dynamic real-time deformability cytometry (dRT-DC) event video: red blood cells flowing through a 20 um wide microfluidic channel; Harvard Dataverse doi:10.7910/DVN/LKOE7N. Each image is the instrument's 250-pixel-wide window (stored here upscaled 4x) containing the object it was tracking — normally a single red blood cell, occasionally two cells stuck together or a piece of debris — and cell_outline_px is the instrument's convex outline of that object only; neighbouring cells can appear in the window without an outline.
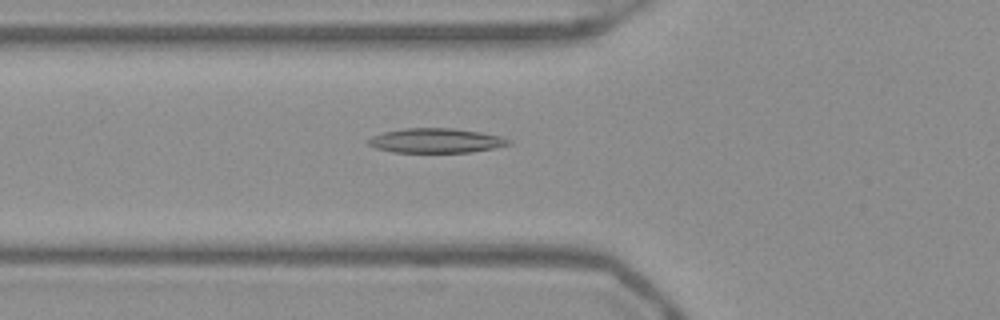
{"species": "Egyptian fruit bat (a non-hibernating species)", "species_latin": "Rousettus aegyptiacus", "temperature_condition": "warm", "stored_images_in_passage": 43, "camera_frame_rate_fps": 3000, "um_per_image_px": 0.085, "frame": {"image": 1, "passage_image": 10, "time_ms": 3.0, "image_size_px": [1000, 320], "cell_outline_px": [[512, 144], [472, 152], [392, 152], [376, 148], [368, 144], [368, 140], [372, 136], [384, 132], [404, 128], [452, 128], [480, 132], [500, 136], [512, 140]], "centroid_in_image_um": [37.07, 11.95], "position_along_channel_um": 88.7, "area_um2": 20.0}}
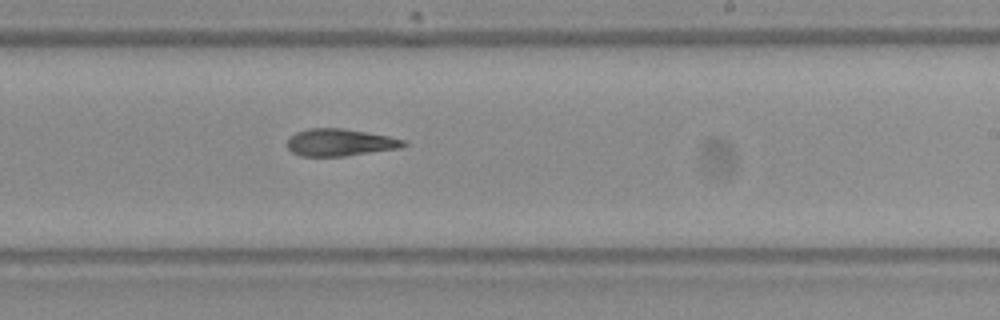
{"frame": {"image": 2, "passage_image": 23, "time_ms": 7.333, "image_size_px": [1000, 320], "cell_outline_px": [[408, 144], [400, 148], [344, 156], [300, 156], [292, 152], [288, 148], [288, 140], [296, 132], [308, 128], [344, 128], [368, 132], [388, 136], [404, 140]], "centroid_in_image_um": [28.9, 12.1], "position_along_channel_um": 260.1, "area_um2": 18.38}}
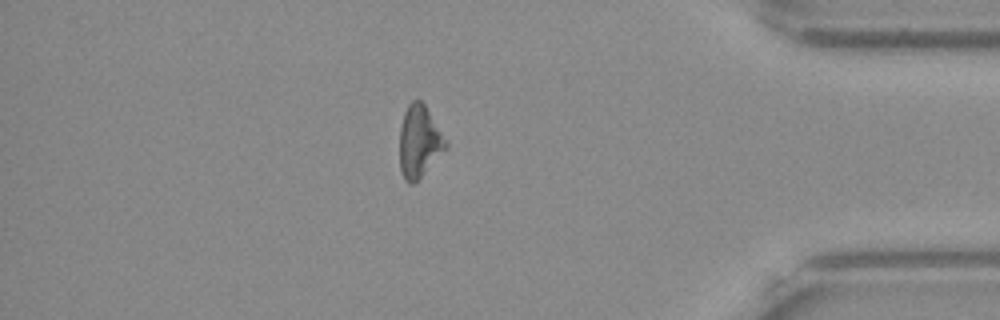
{"frame": {"image": 3, "passage_image": 36, "time_ms": 11.667, "image_size_px": [1000, 320], "cell_outline_px": [[448, 148], [412, 184], [408, 184], [404, 180], [400, 168], [400, 128], [404, 112], [408, 104], [412, 100], [420, 100], [424, 104], [448, 144]], "centroid_in_image_um": [35.62, 12.03], "position_along_channel_um": 399.6, "area_um2": 19.02}, "authors_computed_cell_mechanics": {"area_um2": 19.1318, "velocity_mm_per_s": 3.9362, "shape_relaxation_time_tau1_ms": 9.6949, "shape_relaxation_time_tau2_ms": 10.0001, "deformation_change_tau1": 0.2168, "deformation_change_tau2": 0.236}}